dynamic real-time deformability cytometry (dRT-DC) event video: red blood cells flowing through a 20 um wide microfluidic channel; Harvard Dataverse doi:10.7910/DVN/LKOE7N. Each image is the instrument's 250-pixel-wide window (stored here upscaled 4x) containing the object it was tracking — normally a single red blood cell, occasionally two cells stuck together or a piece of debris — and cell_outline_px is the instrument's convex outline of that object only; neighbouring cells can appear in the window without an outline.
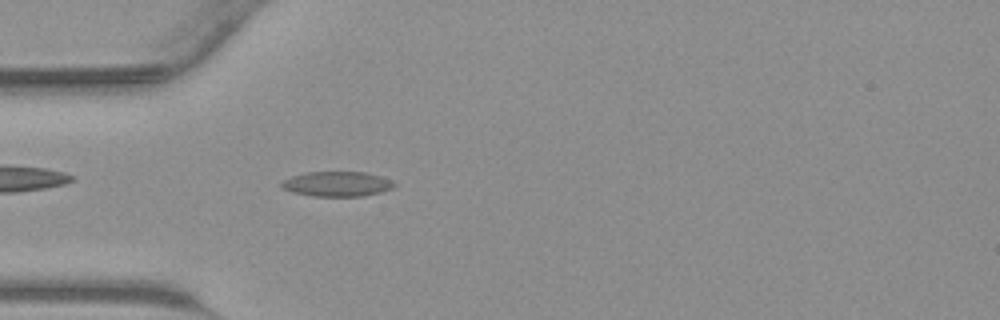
{"species": "common noctule bat (a hibernating species)", "species_latin": "Nyctalus noctula", "temperature_condition": "warm", "stored_images_in_passage": 39, "camera_frame_rate_fps": 3000, "um_per_image_px": 0.085, "animal": {"sex": "male", "body_mass_g": 23.1, "forearm_length_mm": 52.7}, "frame": {"image": 1, "passage_image": 7, "time_ms": 2.0, "image_size_px": [1000, 320], "cell_outline_px": [[396, 184], [392, 188], [380, 192], [364, 196], [312, 196], [292, 192], [284, 188], [280, 184], [284, 180], [292, 176], [304, 172], [364, 172], [380, 176], [392, 180]], "centroid_in_image_um": [28.66, 15.63], "position_along_channel_um": 56.3, "area_um2": 16.3}}
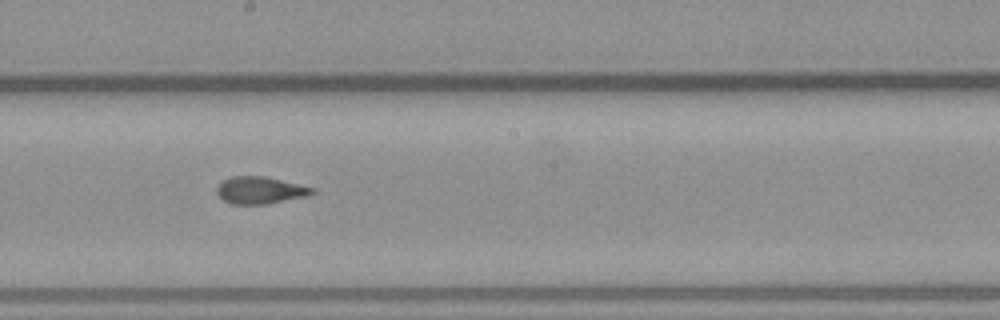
{"frame": {"image": 2, "passage_image": 18, "time_ms": 5.667, "image_size_px": [1000, 320], "cell_outline_px": [[316, 192], [308, 196], [268, 204], [232, 204], [224, 200], [216, 192], [216, 188], [224, 180], [232, 176], [264, 176], [316, 188]], "centroid_in_image_um": [22.15, 16.17], "position_along_channel_um": 226.0, "area_um2": 15.09}}
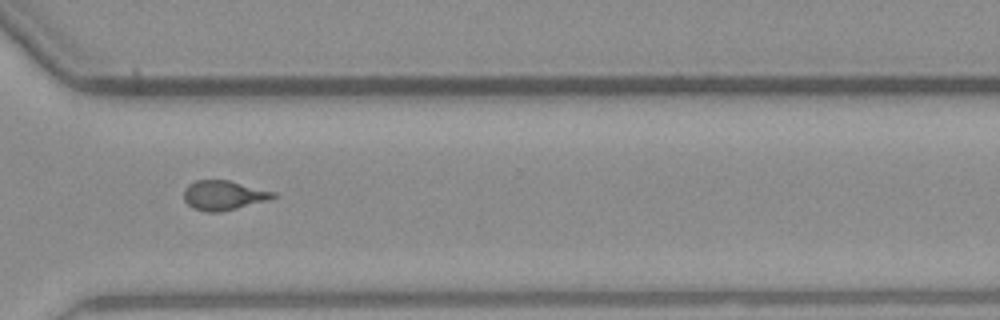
{"frame": {"image": 3, "passage_image": 26, "time_ms": 8.333, "image_size_px": [1000, 320], "cell_outline_px": [[276, 196], [268, 200], [220, 212], [204, 212], [188, 204], [184, 200], [184, 188], [188, 184], [196, 180], [228, 180], [276, 192]], "centroid_in_image_um": [18.99, 16.59], "position_along_channel_um": 351.6, "area_um2": 15.26}}